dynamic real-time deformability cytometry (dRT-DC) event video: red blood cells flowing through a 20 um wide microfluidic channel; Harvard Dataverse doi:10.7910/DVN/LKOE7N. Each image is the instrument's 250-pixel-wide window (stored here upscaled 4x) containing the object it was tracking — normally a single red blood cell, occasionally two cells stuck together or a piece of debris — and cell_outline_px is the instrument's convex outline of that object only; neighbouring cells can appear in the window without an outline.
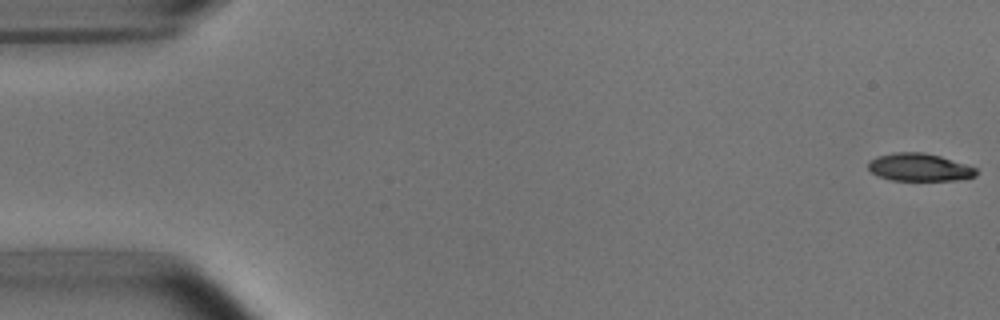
{"species": "common noctule bat (a hibernating species)", "species_latin": "Nyctalus noctula", "temperature_condition": "room temperature", "stored_images_in_passage": 15, "camera_frame_rate_fps": 3000, "um_per_image_px": 0.085, "animal": {"sex": "male", "body_mass_g": 15.6}, "frame": {"image": 1, "passage_image": 1, "time_ms": 0.0, "image_size_px": [1000, 320], "cell_outline_px": [[976, 176], [960, 180], [892, 180], [880, 176], [872, 172], [868, 168], [868, 160], [876, 156], [892, 152], [924, 152], [940, 156], [976, 168]], "centroid_in_image_um": [78.11, 14.21], "position_along_channel_um": 6.9, "area_um2": 17.4}}
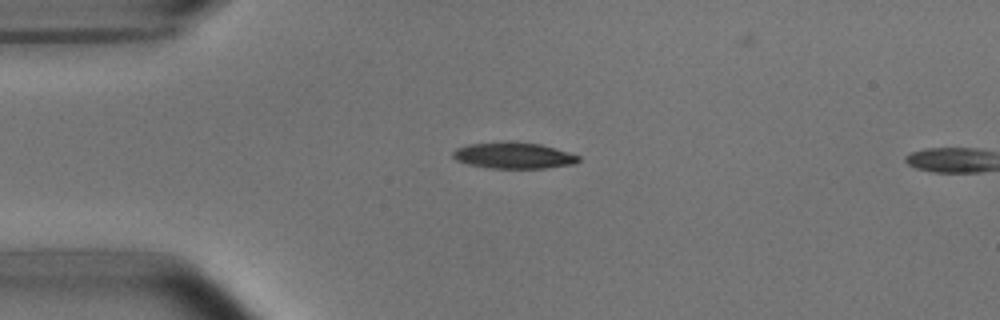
{"frame": {"image": 2, "passage_image": 13, "time_ms": 4.0, "image_size_px": [1000, 320], "cell_outline_px": [[580, 160], [576, 164], [544, 168], [488, 168], [468, 164], [456, 160], [452, 156], [452, 152], [456, 148], [468, 144], [508, 140], [540, 144], [556, 148], [580, 156]], "centroid_in_image_um": [43.65, 13.2], "position_along_channel_um": 41.4, "area_um2": 19.54}}